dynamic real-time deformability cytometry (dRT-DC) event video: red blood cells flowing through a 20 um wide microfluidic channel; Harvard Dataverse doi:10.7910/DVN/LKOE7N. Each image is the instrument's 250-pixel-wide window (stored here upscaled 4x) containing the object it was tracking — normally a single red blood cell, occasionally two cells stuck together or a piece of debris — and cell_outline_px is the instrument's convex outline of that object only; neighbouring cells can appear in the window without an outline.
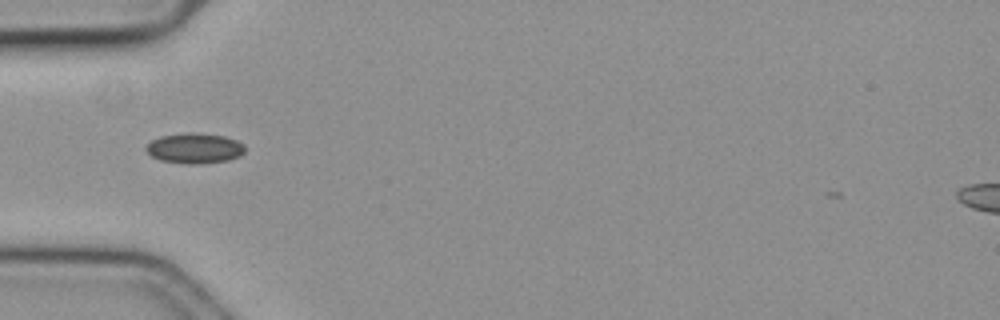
{"species": "common noctule bat (a hibernating species)", "species_latin": "Nyctalus noctula", "temperature_condition": "cold", "stored_images_in_passage": 32, "camera_frame_rate_fps": 3000, "um_per_image_px": 0.085, "animal": {"sex": "female", "body_mass_g": 19.3, "forearm_length_mm": 54.1}, "frame": {"image": 1, "passage_image": 2, "time_ms": 0.333, "image_size_px": [1000, 320], "cell_outline_px": [[244, 152], [240, 156], [228, 160], [200, 164], [188, 164], [160, 160], [152, 156], [144, 148], [152, 140], [160, 136], [188, 132], [196, 132], [224, 136], [236, 140], [244, 144]], "centroid_in_image_um": [16.55, 12.6], "position_along_channel_um": 68.5, "area_um2": 17.51}}
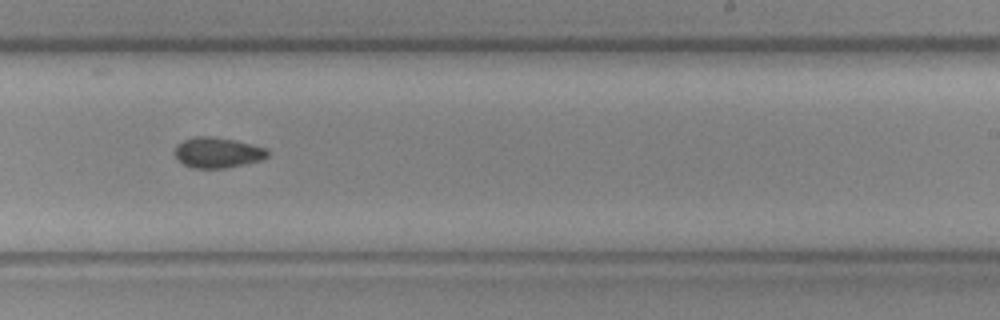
{"frame": {"image": 2, "passage_image": 19, "time_ms": 6.0, "image_size_px": [1000, 320], "cell_outline_px": [[268, 156], [260, 160], [244, 164], [224, 168], [192, 168], [176, 160], [172, 152], [176, 144], [184, 140], [196, 136], [212, 136], [236, 140], [268, 148]], "centroid_in_image_um": [18.44, 12.96], "position_along_channel_um": 270.6, "area_um2": 16.76}}
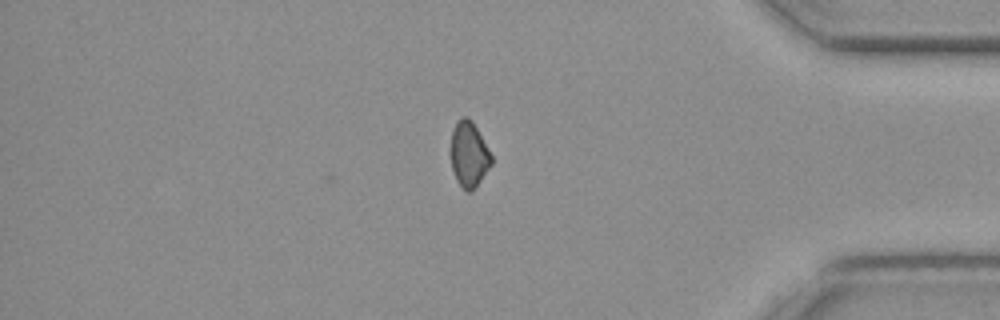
{"frame": {"image": 3, "passage_image": 32, "time_ms": 10.333, "image_size_px": [1000, 320], "cell_outline_px": [[492, 164], [476, 188], [472, 192], [468, 192], [456, 180], [452, 168], [448, 152], [452, 132], [456, 124], [464, 116], [468, 116], [472, 120], [492, 156]], "centroid_in_image_um": [39.84, 13.15], "position_along_channel_um": 395.4, "area_um2": 15.72}, "authors_computed_cell_mechanics": {"area_um2": 16.473, "velocity_mm_per_s": 3.5763, "shape_relaxation_time_tau1_ms": null, "shape_relaxation_time_tau2_ms": 6.4406, "deformation_change_tau1": null, "deformation_change_tau2": 0.0851}}